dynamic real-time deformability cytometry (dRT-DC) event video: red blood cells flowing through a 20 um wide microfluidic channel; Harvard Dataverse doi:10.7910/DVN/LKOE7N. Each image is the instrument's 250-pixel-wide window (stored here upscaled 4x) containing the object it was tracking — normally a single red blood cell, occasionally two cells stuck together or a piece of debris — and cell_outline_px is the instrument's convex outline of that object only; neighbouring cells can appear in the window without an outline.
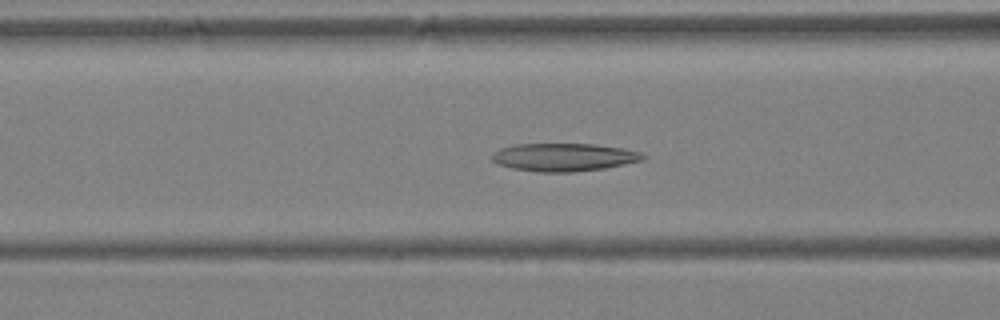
{"species": "Egyptian fruit bat (a non-hibernating species)", "species_latin": "Rousettus aegyptiacus", "temperature_condition": "warm", "stored_images_in_passage": 41, "camera_frame_rate_fps": 3000, "um_per_image_px": 0.085, "animal": {"sex": "female"}, "frame": {"image": 1, "passage_image": 17, "time_ms": 5.333, "image_size_px": [1000, 320], "cell_outline_px": [[648, 156], [640, 160], [624, 164], [604, 168], [572, 172], [536, 172], [512, 168], [500, 164], [492, 160], [492, 156], [500, 148], [516, 144], [596, 144], [624, 148], [640, 152]], "centroid_in_image_um": [47.95, 13.36], "position_along_channel_um": 118.6, "area_um2": 24.45}}
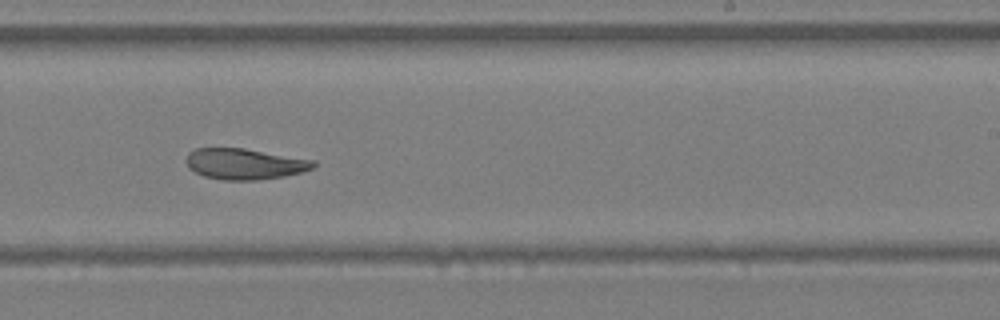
{"frame": {"image": 2, "passage_image": 26, "time_ms": 8.333, "image_size_px": [1000, 320], "cell_outline_px": [[316, 164], [312, 168], [300, 172], [284, 176], [256, 180], [224, 180], [204, 176], [188, 168], [184, 160], [188, 152], [196, 148], [244, 148], [316, 160]], "centroid_in_image_um": [20.76, 13.92], "position_along_channel_um": 268.2, "area_um2": 23.0}}
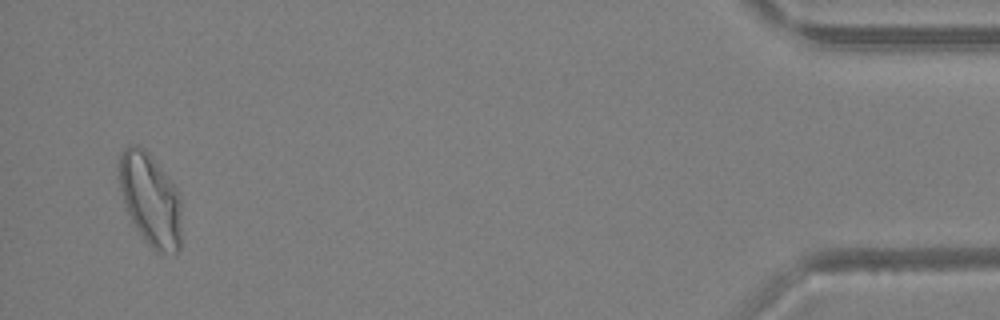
{"frame": {"image": 3, "passage_image": 40, "time_ms": 13.0, "image_size_px": [1000, 320], "cell_outline_px": [[180, 252], [176, 256], [156, 252], [144, 240], [136, 228], [128, 212], [120, 188], [120, 152], [128, 144], [136, 144], [144, 148], [148, 152], [176, 188], [180, 200]], "centroid_in_image_um": [12.8, 17.0], "position_along_channel_um": 422.4, "area_um2": 33.52}, "authors_computed_cell_mechanics": {"area_um2": 27.2238, "velocity_mm_per_s": 4.9983, "shape_relaxation_time_tau1_ms": null, "shape_relaxation_time_tau2_ms": 3.0564, "deformation_change_tau1": null, "deformation_change_tau2": 0.1048}}